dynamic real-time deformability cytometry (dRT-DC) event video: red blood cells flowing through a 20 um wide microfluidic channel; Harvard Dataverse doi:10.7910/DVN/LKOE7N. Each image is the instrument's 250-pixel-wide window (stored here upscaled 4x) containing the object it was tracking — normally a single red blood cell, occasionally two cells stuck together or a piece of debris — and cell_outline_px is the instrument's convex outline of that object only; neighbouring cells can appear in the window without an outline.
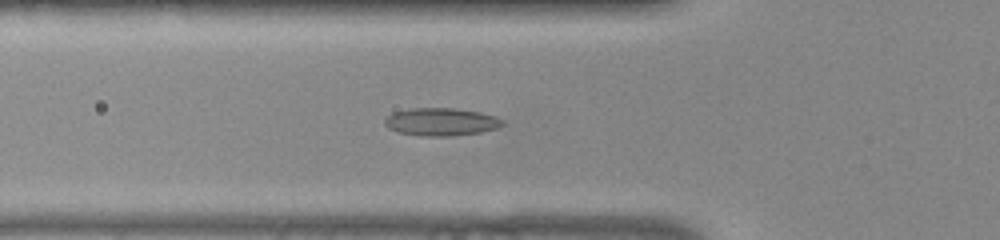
{"species": "common noctule bat (a hibernating species)", "species_latin": "Nyctalus noctula", "temperature_condition": "warm", "stored_images_in_passage": 37, "camera_frame_rate_fps": 3000, "um_per_image_px": 0.085, "animal": {"sex": "female", "body_mass_g": 22.0, "forearm_length_mm": 56.7}, "frame": {"image": 1, "passage_image": 2, "time_ms": 0.333, "image_size_px": [1000, 240], "cell_outline_px": [[504, 124], [496, 128], [480, 132], [452, 136], [416, 136], [400, 132], [388, 128], [384, 124], [384, 120], [392, 112], [412, 108], [452, 108], [476, 112], [496, 116], [504, 120]], "centroid_in_image_um": [37.47, 10.36], "position_along_channel_um": 88.3, "area_um2": 19.02}}
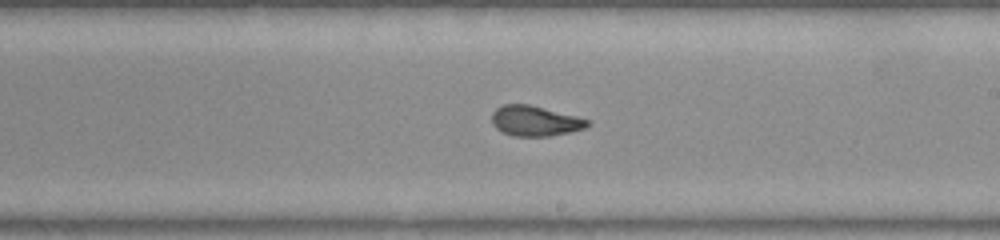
{"frame": {"image": 2, "passage_image": 14, "time_ms": 4.333, "image_size_px": [1000, 240], "cell_outline_px": [[592, 124], [584, 128], [568, 132], [548, 136], [512, 136], [496, 128], [492, 124], [492, 112], [496, 108], [504, 104], [528, 104], [576, 116], [588, 120]], "centroid_in_image_um": [45.45, 10.27], "position_along_channel_um": 243.5, "area_um2": 16.7}}
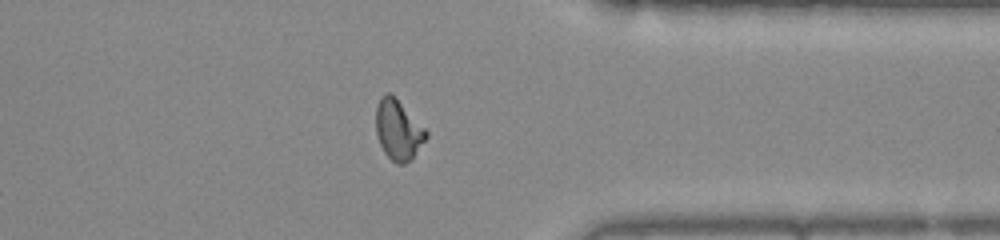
{"frame": {"image": 3, "passage_image": 25, "time_ms": 8.0, "image_size_px": [1000, 240], "cell_outline_px": [[428, 136], [412, 156], [404, 164], [396, 164], [384, 152], [380, 144], [376, 132], [376, 108], [380, 100], [388, 92], [428, 132]], "centroid_in_image_um": [33.82, 11.09], "position_along_channel_um": 377.6, "area_um2": 16.65}}